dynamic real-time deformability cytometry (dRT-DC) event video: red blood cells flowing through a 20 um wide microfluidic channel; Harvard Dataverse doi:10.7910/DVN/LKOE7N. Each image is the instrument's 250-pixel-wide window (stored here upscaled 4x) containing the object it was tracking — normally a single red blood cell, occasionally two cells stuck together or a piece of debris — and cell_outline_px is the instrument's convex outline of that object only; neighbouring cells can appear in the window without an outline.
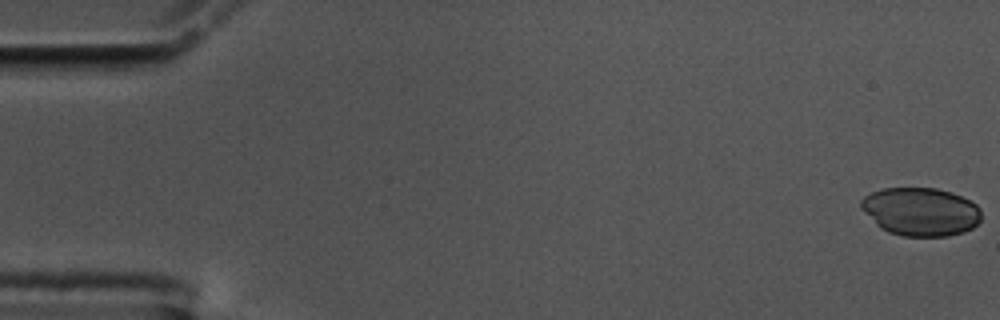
{"species": "common noctule bat (a hibernating species)", "species_latin": "Nyctalus noctula", "temperature_condition": "cold", "stored_images_in_passage": 16, "segment_of_instrument_passage": [1, 2], "camera_frame_rate_fps": 3000, "um_per_image_px": 0.085, "animal": {"sex": "male", "body_mass_g": 17.5, "forearm_length_mm": 52.3}, "frame": {"image": 1, "passage_image": 1, "time_ms": 0.0, "image_size_px": [1000, 320], "cell_outline_px": [[980, 220], [972, 228], [964, 232], [948, 236], [900, 236], [888, 232], [880, 228], [860, 208], [860, 200], [864, 196], [880, 188], [936, 188], [952, 192], [976, 204], [980, 208]], "centroid_in_image_um": [78.23, 17.99], "position_along_channel_um": 6.8, "area_um2": 33.99}}